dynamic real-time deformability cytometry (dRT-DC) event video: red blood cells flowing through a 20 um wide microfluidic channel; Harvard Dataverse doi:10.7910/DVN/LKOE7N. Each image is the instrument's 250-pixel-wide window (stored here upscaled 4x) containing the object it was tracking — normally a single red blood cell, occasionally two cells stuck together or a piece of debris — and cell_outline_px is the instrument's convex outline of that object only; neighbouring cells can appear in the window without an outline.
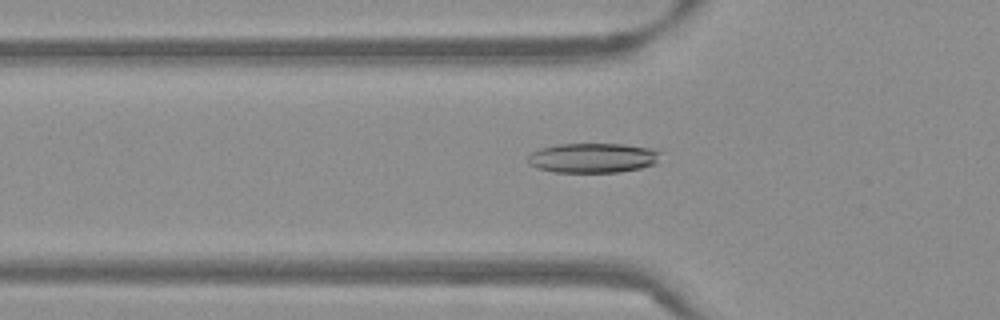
{"species": "Egyptian fruit bat (a non-hibernating species)", "species_latin": "Rousettus aegyptiacus", "temperature_condition": "warm", "stored_images_in_passage": 34, "camera_frame_rate_fps": 3000, "um_per_image_px": 0.085, "frame": {"image": 1, "passage_image": 5, "time_ms": 1.333, "image_size_px": [1000, 320], "cell_outline_px": [[660, 152], [656, 164], [640, 168], [620, 172], [552, 172], [536, 168], [528, 164], [528, 156], [532, 152], [540, 148], [556, 144], [624, 144], [652, 148]], "centroid_in_image_um": [50.37, 13.42], "position_along_channel_um": 75.4, "area_um2": 23.12}}
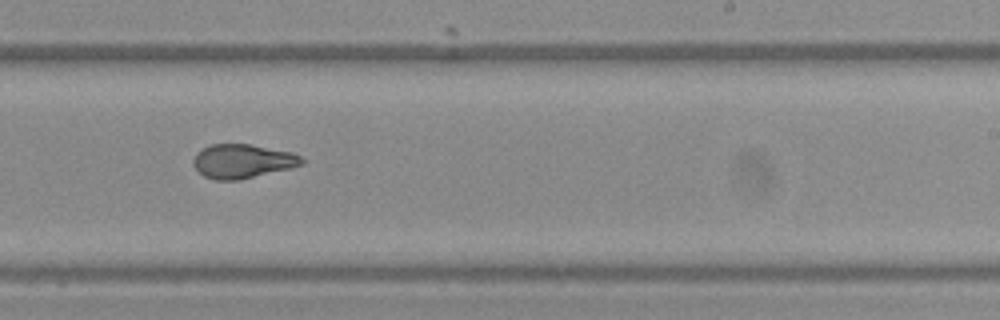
{"frame": {"image": 2, "passage_image": 20, "time_ms": 6.333, "image_size_px": [1000, 320], "cell_outline_px": [[308, 160], [304, 164], [292, 168], [240, 180], [216, 180], [204, 176], [192, 164], [192, 160], [196, 152], [200, 148], [208, 144], [248, 144], [292, 152]], "centroid_in_image_um": [20.62, 13.7], "position_along_channel_um": 268.4, "area_um2": 21.85}}
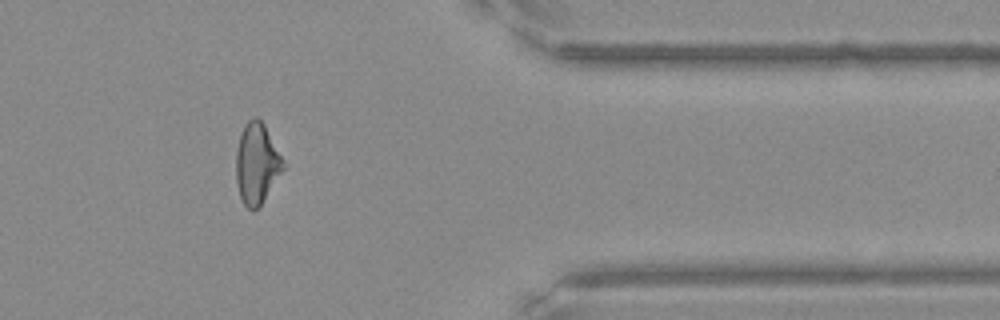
{"frame": {"image": 3, "passage_image": 31, "time_ms": 10.0, "image_size_px": [1000, 320], "cell_outline_px": [[284, 168], [260, 204], [252, 212], [244, 204], [240, 196], [236, 184], [236, 152], [240, 132], [244, 124], [252, 116], [256, 116], [264, 124], [284, 160]], "centroid_in_image_um": [21.8, 13.85], "position_along_channel_um": 389.6, "area_um2": 22.02}}